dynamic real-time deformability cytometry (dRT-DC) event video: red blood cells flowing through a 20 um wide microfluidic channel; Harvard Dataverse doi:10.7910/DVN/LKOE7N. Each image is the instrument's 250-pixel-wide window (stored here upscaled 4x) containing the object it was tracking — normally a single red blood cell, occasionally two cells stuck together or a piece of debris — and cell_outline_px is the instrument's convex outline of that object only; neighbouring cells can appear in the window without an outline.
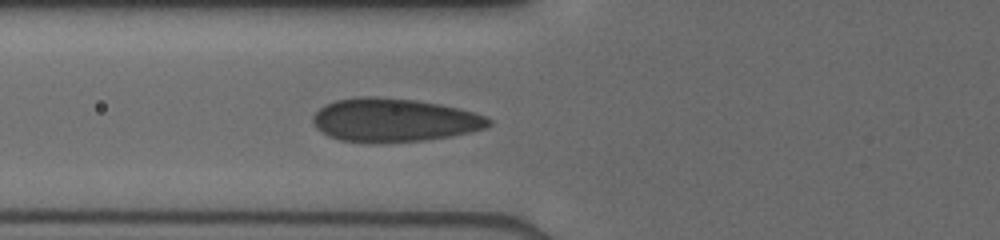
{"species": "human", "species_latin": "Homo sapiens", "temperature_condition": "cold", "stored_images_in_passage": 5, "camera_frame_rate_fps": 3000, "um_per_image_px": 0.085, "donor": {"sex": "male"}, "frame": {"image": 1, "passage_image": 5, "time_ms": 3.0, "image_size_px": [1000, 240], "cell_outline_px": [[492, 124], [484, 128], [472, 132], [452, 136], [424, 140], [376, 144], [340, 140], [328, 136], [320, 132], [312, 124], [312, 116], [320, 108], [336, 100], [368, 96], [416, 100], [456, 108], [472, 112], [484, 116], [492, 120]], "centroid_in_image_um": [33.46, 10.24], "position_along_channel_um": 92.3, "area_um2": 44.51}}